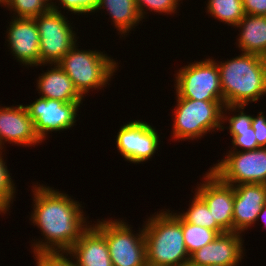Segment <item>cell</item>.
<instances>
[{
	"label": "cell",
	"mask_w": 266,
	"mask_h": 266,
	"mask_svg": "<svg viewBox=\"0 0 266 266\" xmlns=\"http://www.w3.org/2000/svg\"><path fill=\"white\" fill-rule=\"evenodd\" d=\"M58 9L51 2L48 12L34 18L40 36V66L58 63L77 41L68 18Z\"/></svg>",
	"instance_id": "obj_7"
},
{
	"label": "cell",
	"mask_w": 266,
	"mask_h": 266,
	"mask_svg": "<svg viewBox=\"0 0 266 266\" xmlns=\"http://www.w3.org/2000/svg\"><path fill=\"white\" fill-rule=\"evenodd\" d=\"M194 195L188 210L183 213H178V215L185 222L215 230L218 234L225 233L212 217L211 211L205 201L197 193H194Z\"/></svg>",
	"instance_id": "obj_23"
},
{
	"label": "cell",
	"mask_w": 266,
	"mask_h": 266,
	"mask_svg": "<svg viewBox=\"0 0 266 266\" xmlns=\"http://www.w3.org/2000/svg\"><path fill=\"white\" fill-rule=\"evenodd\" d=\"M106 239L113 266H144L147 261L144 226L133 234L122 220H102L92 224Z\"/></svg>",
	"instance_id": "obj_6"
},
{
	"label": "cell",
	"mask_w": 266,
	"mask_h": 266,
	"mask_svg": "<svg viewBox=\"0 0 266 266\" xmlns=\"http://www.w3.org/2000/svg\"><path fill=\"white\" fill-rule=\"evenodd\" d=\"M52 0H0L1 6L13 11L17 18H36L51 9ZM54 1V0H53Z\"/></svg>",
	"instance_id": "obj_25"
},
{
	"label": "cell",
	"mask_w": 266,
	"mask_h": 266,
	"mask_svg": "<svg viewBox=\"0 0 266 266\" xmlns=\"http://www.w3.org/2000/svg\"><path fill=\"white\" fill-rule=\"evenodd\" d=\"M204 183L196 188V193L205 201L216 223L225 231L233 232V185L224 183L210 169Z\"/></svg>",
	"instance_id": "obj_12"
},
{
	"label": "cell",
	"mask_w": 266,
	"mask_h": 266,
	"mask_svg": "<svg viewBox=\"0 0 266 266\" xmlns=\"http://www.w3.org/2000/svg\"><path fill=\"white\" fill-rule=\"evenodd\" d=\"M239 232L219 234L190 255L189 263L193 266H238L243 259V241Z\"/></svg>",
	"instance_id": "obj_13"
},
{
	"label": "cell",
	"mask_w": 266,
	"mask_h": 266,
	"mask_svg": "<svg viewBox=\"0 0 266 266\" xmlns=\"http://www.w3.org/2000/svg\"><path fill=\"white\" fill-rule=\"evenodd\" d=\"M34 255L36 266H78L74 258L72 260V255L67 251L39 252L34 253Z\"/></svg>",
	"instance_id": "obj_28"
},
{
	"label": "cell",
	"mask_w": 266,
	"mask_h": 266,
	"mask_svg": "<svg viewBox=\"0 0 266 266\" xmlns=\"http://www.w3.org/2000/svg\"><path fill=\"white\" fill-rule=\"evenodd\" d=\"M2 152V149H0V211L5 214L13 202L16 188L11 179L10 171L2 158Z\"/></svg>",
	"instance_id": "obj_26"
},
{
	"label": "cell",
	"mask_w": 266,
	"mask_h": 266,
	"mask_svg": "<svg viewBox=\"0 0 266 266\" xmlns=\"http://www.w3.org/2000/svg\"><path fill=\"white\" fill-rule=\"evenodd\" d=\"M7 28L12 55L25 66L40 65V36L34 18L13 17Z\"/></svg>",
	"instance_id": "obj_14"
},
{
	"label": "cell",
	"mask_w": 266,
	"mask_h": 266,
	"mask_svg": "<svg viewBox=\"0 0 266 266\" xmlns=\"http://www.w3.org/2000/svg\"><path fill=\"white\" fill-rule=\"evenodd\" d=\"M82 102H62L43 97L25 105L29 117L40 140L46 139L48 132L70 129L76 123L78 107Z\"/></svg>",
	"instance_id": "obj_10"
},
{
	"label": "cell",
	"mask_w": 266,
	"mask_h": 266,
	"mask_svg": "<svg viewBox=\"0 0 266 266\" xmlns=\"http://www.w3.org/2000/svg\"><path fill=\"white\" fill-rule=\"evenodd\" d=\"M181 0H135L136 7L141 19L144 18L146 9L157 12L158 14H173L177 13V7ZM144 6V7H143Z\"/></svg>",
	"instance_id": "obj_27"
},
{
	"label": "cell",
	"mask_w": 266,
	"mask_h": 266,
	"mask_svg": "<svg viewBox=\"0 0 266 266\" xmlns=\"http://www.w3.org/2000/svg\"><path fill=\"white\" fill-rule=\"evenodd\" d=\"M166 211L161 210L144 223L147 261L183 266L189 263L190 255L184 243L181 217L177 212Z\"/></svg>",
	"instance_id": "obj_3"
},
{
	"label": "cell",
	"mask_w": 266,
	"mask_h": 266,
	"mask_svg": "<svg viewBox=\"0 0 266 266\" xmlns=\"http://www.w3.org/2000/svg\"><path fill=\"white\" fill-rule=\"evenodd\" d=\"M176 97L172 131L174 140H194L203 137L207 132L220 128L224 130L222 124L227 110L223 101L193 100L180 98L178 95Z\"/></svg>",
	"instance_id": "obj_5"
},
{
	"label": "cell",
	"mask_w": 266,
	"mask_h": 266,
	"mask_svg": "<svg viewBox=\"0 0 266 266\" xmlns=\"http://www.w3.org/2000/svg\"><path fill=\"white\" fill-rule=\"evenodd\" d=\"M245 14L266 16V0H242Z\"/></svg>",
	"instance_id": "obj_31"
},
{
	"label": "cell",
	"mask_w": 266,
	"mask_h": 266,
	"mask_svg": "<svg viewBox=\"0 0 266 266\" xmlns=\"http://www.w3.org/2000/svg\"><path fill=\"white\" fill-rule=\"evenodd\" d=\"M159 135L146 121H131L123 125L116 137V148L126 161L146 162L159 147Z\"/></svg>",
	"instance_id": "obj_11"
},
{
	"label": "cell",
	"mask_w": 266,
	"mask_h": 266,
	"mask_svg": "<svg viewBox=\"0 0 266 266\" xmlns=\"http://www.w3.org/2000/svg\"><path fill=\"white\" fill-rule=\"evenodd\" d=\"M176 95L180 98L223 101L220 74L214 59L194 61L177 71Z\"/></svg>",
	"instance_id": "obj_8"
},
{
	"label": "cell",
	"mask_w": 266,
	"mask_h": 266,
	"mask_svg": "<svg viewBox=\"0 0 266 266\" xmlns=\"http://www.w3.org/2000/svg\"><path fill=\"white\" fill-rule=\"evenodd\" d=\"M183 266H193V265H191L190 263H187V264H185Z\"/></svg>",
	"instance_id": "obj_34"
},
{
	"label": "cell",
	"mask_w": 266,
	"mask_h": 266,
	"mask_svg": "<svg viewBox=\"0 0 266 266\" xmlns=\"http://www.w3.org/2000/svg\"><path fill=\"white\" fill-rule=\"evenodd\" d=\"M53 68L39 76L37 80L38 93L41 97L62 102H82L83 96L75 88L72 80L56 63Z\"/></svg>",
	"instance_id": "obj_18"
},
{
	"label": "cell",
	"mask_w": 266,
	"mask_h": 266,
	"mask_svg": "<svg viewBox=\"0 0 266 266\" xmlns=\"http://www.w3.org/2000/svg\"><path fill=\"white\" fill-rule=\"evenodd\" d=\"M32 187L34 211L30 220L45 237L44 242H33V253L68 252L90 227L80 208L82 204L49 186L39 184Z\"/></svg>",
	"instance_id": "obj_1"
},
{
	"label": "cell",
	"mask_w": 266,
	"mask_h": 266,
	"mask_svg": "<svg viewBox=\"0 0 266 266\" xmlns=\"http://www.w3.org/2000/svg\"><path fill=\"white\" fill-rule=\"evenodd\" d=\"M207 2V13L228 26H236L245 15L242 0H208Z\"/></svg>",
	"instance_id": "obj_22"
},
{
	"label": "cell",
	"mask_w": 266,
	"mask_h": 266,
	"mask_svg": "<svg viewBox=\"0 0 266 266\" xmlns=\"http://www.w3.org/2000/svg\"><path fill=\"white\" fill-rule=\"evenodd\" d=\"M235 27L241 30L237 41L243 53L266 57V16L245 14Z\"/></svg>",
	"instance_id": "obj_19"
},
{
	"label": "cell",
	"mask_w": 266,
	"mask_h": 266,
	"mask_svg": "<svg viewBox=\"0 0 266 266\" xmlns=\"http://www.w3.org/2000/svg\"><path fill=\"white\" fill-rule=\"evenodd\" d=\"M62 5L61 8H64L68 11H71L74 14H84V13H94L98 6L99 0H59Z\"/></svg>",
	"instance_id": "obj_30"
},
{
	"label": "cell",
	"mask_w": 266,
	"mask_h": 266,
	"mask_svg": "<svg viewBox=\"0 0 266 266\" xmlns=\"http://www.w3.org/2000/svg\"><path fill=\"white\" fill-rule=\"evenodd\" d=\"M210 170L229 185H266V147L255 150L229 152Z\"/></svg>",
	"instance_id": "obj_9"
},
{
	"label": "cell",
	"mask_w": 266,
	"mask_h": 266,
	"mask_svg": "<svg viewBox=\"0 0 266 266\" xmlns=\"http://www.w3.org/2000/svg\"><path fill=\"white\" fill-rule=\"evenodd\" d=\"M238 110V111H237ZM232 110V112H240L251 124L255 132V138L259 147H266V116L263 112H259L256 117L244 113V109L240 108Z\"/></svg>",
	"instance_id": "obj_29"
},
{
	"label": "cell",
	"mask_w": 266,
	"mask_h": 266,
	"mask_svg": "<svg viewBox=\"0 0 266 266\" xmlns=\"http://www.w3.org/2000/svg\"><path fill=\"white\" fill-rule=\"evenodd\" d=\"M224 114V122L229 124L230 134L232 136L233 151L242 148V151L255 150L259 148L255 138V132L250 122L239 112L232 117ZM239 147V149H237Z\"/></svg>",
	"instance_id": "obj_21"
},
{
	"label": "cell",
	"mask_w": 266,
	"mask_h": 266,
	"mask_svg": "<svg viewBox=\"0 0 266 266\" xmlns=\"http://www.w3.org/2000/svg\"><path fill=\"white\" fill-rule=\"evenodd\" d=\"M77 43L57 63L84 97L90 89H101L108 84L118 63L99 51L79 50ZM88 92V93H87Z\"/></svg>",
	"instance_id": "obj_4"
},
{
	"label": "cell",
	"mask_w": 266,
	"mask_h": 266,
	"mask_svg": "<svg viewBox=\"0 0 266 266\" xmlns=\"http://www.w3.org/2000/svg\"><path fill=\"white\" fill-rule=\"evenodd\" d=\"M233 190V231L243 233L256 223L258 214L266 205V185L240 184L233 186Z\"/></svg>",
	"instance_id": "obj_16"
},
{
	"label": "cell",
	"mask_w": 266,
	"mask_h": 266,
	"mask_svg": "<svg viewBox=\"0 0 266 266\" xmlns=\"http://www.w3.org/2000/svg\"><path fill=\"white\" fill-rule=\"evenodd\" d=\"M144 266H168V265H162V264H153L149 261H146L145 265Z\"/></svg>",
	"instance_id": "obj_33"
},
{
	"label": "cell",
	"mask_w": 266,
	"mask_h": 266,
	"mask_svg": "<svg viewBox=\"0 0 266 266\" xmlns=\"http://www.w3.org/2000/svg\"><path fill=\"white\" fill-rule=\"evenodd\" d=\"M68 252L78 266H113L105 237L92 225Z\"/></svg>",
	"instance_id": "obj_17"
},
{
	"label": "cell",
	"mask_w": 266,
	"mask_h": 266,
	"mask_svg": "<svg viewBox=\"0 0 266 266\" xmlns=\"http://www.w3.org/2000/svg\"><path fill=\"white\" fill-rule=\"evenodd\" d=\"M106 9L115 28L121 35H128L142 21L135 0H99L97 11Z\"/></svg>",
	"instance_id": "obj_20"
},
{
	"label": "cell",
	"mask_w": 266,
	"mask_h": 266,
	"mask_svg": "<svg viewBox=\"0 0 266 266\" xmlns=\"http://www.w3.org/2000/svg\"><path fill=\"white\" fill-rule=\"evenodd\" d=\"M217 65L228 112L245 109L249 102H256L266 95V57L242 52Z\"/></svg>",
	"instance_id": "obj_2"
},
{
	"label": "cell",
	"mask_w": 266,
	"mask_h": 266,
	"mask_svg": "<svg viewBox=\"0 0 266 266\" xmlns=\"http://www.w3.org/2000/svg\"><path fill=\"white\" fill-rule=\"evenodd\" d=\"M6 141L23 147H35L42 142L23 104L16 107H0V149L4 148Z\"/></svg>",
	"instance_id": "obj_15"
},
{
	"label": "cell",
	"mask_w": 266,
	"mask_h": 266,
	"mask_svg": "<svg viewBox=\"0 0 266 266\" xmlns=\"http://www.w3.org/2000/svg\"><path fill=\"white\" fill-rule=\"evenodd\" d=\"M260 218H262L264 225L266 226V205L262 207V210L258 214L256 221H258Z\"/></svg>",
	"instance_id": "obj_32"
},
{
	"label": "cell",
	"mask_w": 266,
	"mask_h": 266,
	"mask_svg": "<svg viewBox=\"0 0 266 266\" xmlns=\"http://www.w3.org/2000/svg\"><path fill=\"white\" fill-rule=\"evenodd\" d=\"M181 225L184 243L189 255L209 244L219 235L215 230L185 222L182 218Z\"/></svg>",
	"instance_id": "obj_24"
}]
</instances>
